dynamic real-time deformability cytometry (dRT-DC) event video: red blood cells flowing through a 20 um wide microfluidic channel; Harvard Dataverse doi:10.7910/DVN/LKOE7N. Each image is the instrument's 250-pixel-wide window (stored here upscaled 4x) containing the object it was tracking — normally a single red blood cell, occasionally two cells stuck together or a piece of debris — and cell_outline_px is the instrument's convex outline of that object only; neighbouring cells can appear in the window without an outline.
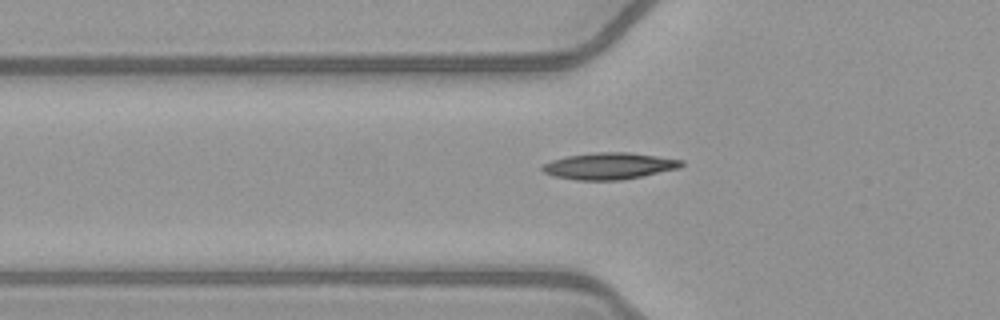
{"species": "common noctule bat (a hibernating species)", "species_latin": "Nyctalus noctula", "temperature_condition": "warm", "stored_images_in_passage": 34, "camera_frame_rate_fps": 3000, "um_per_image_px": 0.085, "animal": {"sex": "female", "body_mass_g": 21.9}, "frame": {"image": 1, "passage_image": 6, "time_ms": 1.667, "image_size_px": [1000, 320], "cell_outline_px": [[684, 164], [680, 168], [620, 180], [576, 180], [552, 176], [544, 172], [540, 168], [544, 164], [552, 160], [568, 156], [596, 152], [628, 152], [684, 160]], "centroid_in_image_um": [51.77, 14.11], "position_along_channel_um": 74.0, "area_um2": 21.44}}
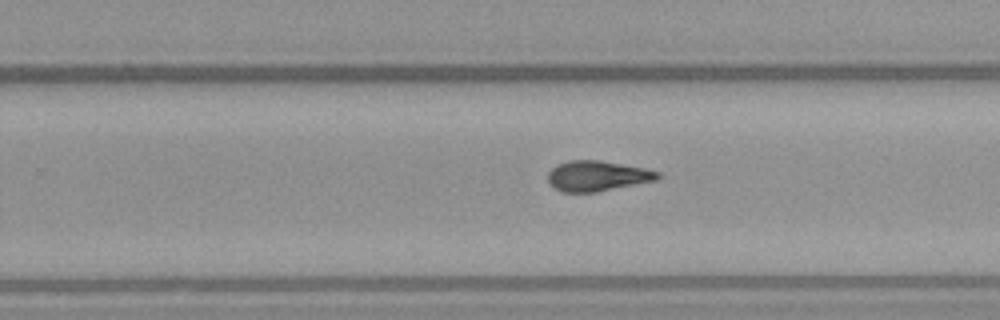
{"frame": {"image": 2, "passage_image": 21, "time_ms": 6.667, "image_size_px": [1000, 320], "cell_outline_px": [[660, 176], [656, 180], [596, 192], [564, 192], [556, 188], [548, 180], [548, 172], [556, 164], [568, 160], [596, 160], [644, 168], [660, 172]], "centroid_in_image_um": [50.75, 14.95], "position_along_channel_um": 279.1, "area_um2": 19.13}}
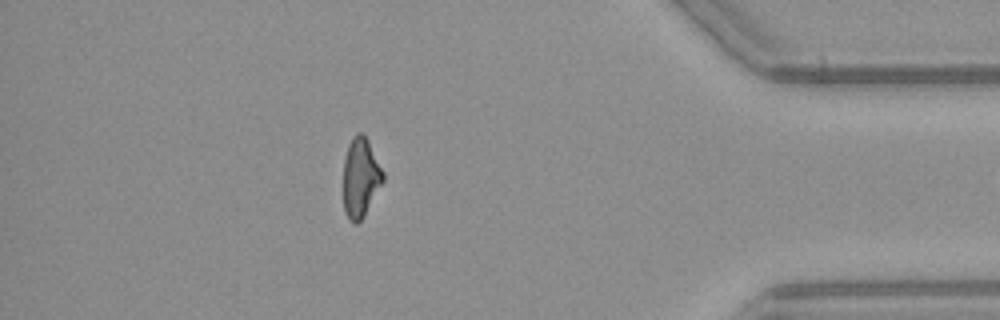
{"frame": {"image": 3, "passage_image": 33, "time_ms": 10.667, "image_size_px": [1000, 320], "cell_outline_px": [[384, 180], [364, 216], [356, 224], [352, 224], [348, 220], [344, 212], [344, 160], [348, 144], [352, 136], [356, 132], [360, 132], [368, 140], [384, 172]], "centroid_in_image_um": [30.64, 15.1], "position_along_channel_um": 404.6, "area_um2": 18.44}}